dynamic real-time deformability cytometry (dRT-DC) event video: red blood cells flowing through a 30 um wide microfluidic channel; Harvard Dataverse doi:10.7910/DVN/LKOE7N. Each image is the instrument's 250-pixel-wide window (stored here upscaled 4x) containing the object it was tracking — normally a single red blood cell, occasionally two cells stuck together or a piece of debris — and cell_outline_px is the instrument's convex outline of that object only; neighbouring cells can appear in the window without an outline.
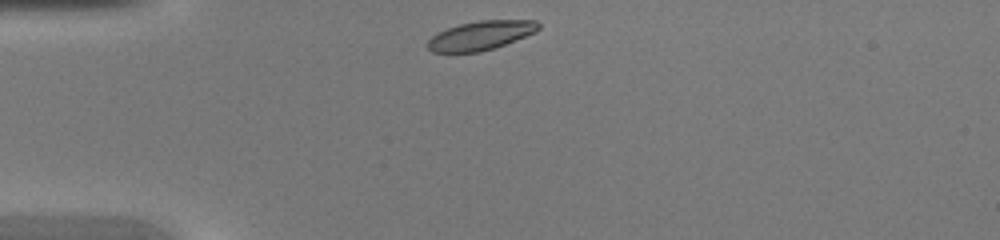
{"species": "common noctule bat (a hibernating species)", "species_latin": "Nyctalus noctula", "temperature_condition": "warm", "stored_images_in_passage": 35, "camera_frame_rate_fps": 3000, "um_per_image_px": 0.085, "animal": {"sex": "female", "body_mass_g": 20.0, "forearm_length_mm": 54.0}, "frame": {"image": 1, "passage_image": 1, "time_ms": 0.0, "image_size_px": [1000, 240], "cell_outline_px": [[540, 28], [536, 32], [504, 44], [480, 52], [432, 52], [428, 48], [428, 40], [436, 32], [460, 24], [480, 20], [536, 20], [540, 24]], "centroid_in_image_um": [40.86, 3.0], "position_along_channel_um": 44.1, "area_um2": 18.61}}
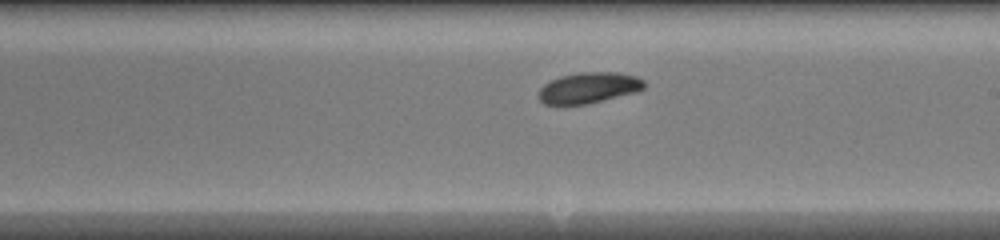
{"frame": {"image": 2, "passage_image": 16, "time_ms": 5.0, "image_size_px": [1000, 240], "cell_outline_px": [[644, 88], [636, 92], [588, 104], [560, 108], [544, 104], [540, 100], [540, 88], [544, 84], [560, 76], [580, 72], [620, 72], [636, 76], [644, 80]], "centroid_in_image_um": [50.01, 7.5], "position_along_channel_um": 239.0, "area_um2": 19.54}}
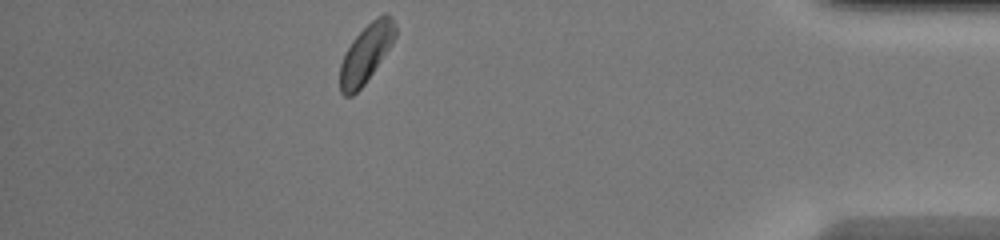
{"frame": {"image": 3, "passage_image": 30, "time_ms": 9.667, "image_size_px": [1000, 240], "cell_outline_px": [[396, 36], [392, 44], [364, 84], [352, 96], [344, 96], [340, 92], [340, 64], [352, 40], [372, 20], [384, 12], [392, 16], [396, 24]], "centroid_in_image_um": [31.13, 4.52], "position_along_channel_um": 404.1, "area_um2": 18.55}}